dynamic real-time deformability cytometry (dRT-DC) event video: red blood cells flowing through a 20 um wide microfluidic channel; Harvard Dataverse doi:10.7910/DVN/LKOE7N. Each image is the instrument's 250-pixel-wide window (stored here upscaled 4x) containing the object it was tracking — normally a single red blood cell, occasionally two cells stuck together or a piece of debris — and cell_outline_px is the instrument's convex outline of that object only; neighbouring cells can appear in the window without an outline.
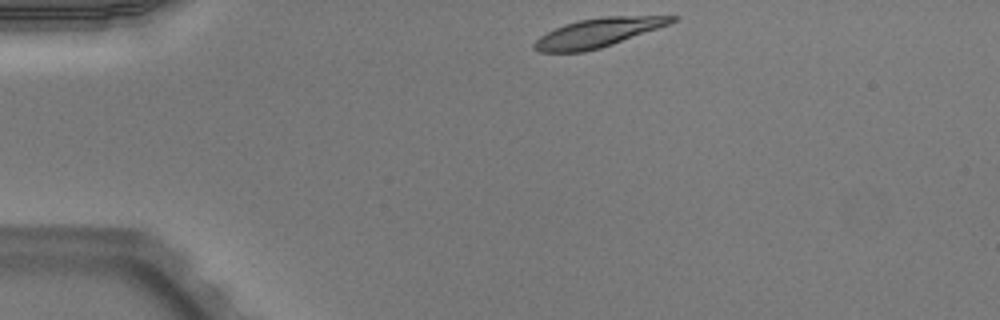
{"species": "Egyptian fruit bat (a non-hibernating species)", "species_latin": "Rousettus aegyptiacus", "temperature_condition": "warm", "stored_images_in_passage": 42, "camera_frame_rate_fps": 3000, "um_per_image_px": 0.085, "animal": {"sex": "male"}, "frame": {"image": 1, "passage_image": 1, "time_ms": 0.0, "image_size_px": [1000, 320], "cell_outline_px": [[680, 16], [676, 20], [668, 24], [612, 44], [600, 48], [584, 52], [540, 52], [532, 48], [532, 44], [540, 36], [564, 24], [580, 20], [604, 16]], "centroid_in_image_um": [50.77, 2.78], "position_along_channel_um": 34.2, "area_um2": 22.77}}
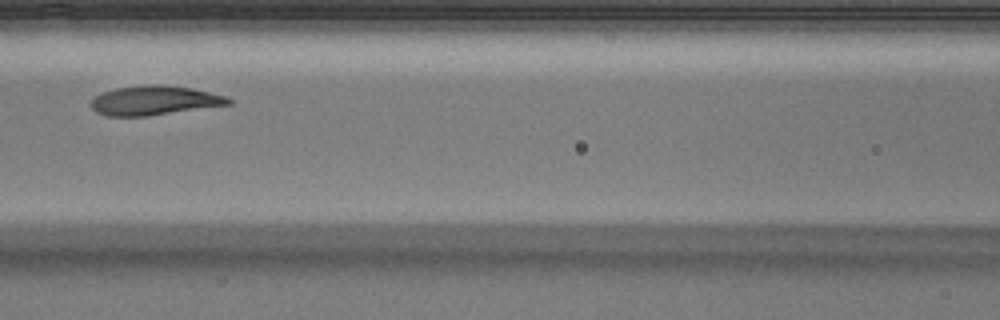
{"frame": {"image": 2, "passage_image": 14, "time_ms": 4.333, "image_size_px": [1000, 320], "cell_outline_px": [[232, 104], [148, 116], [108, 116], [96, 112], [92, 108], [92, 100], [96, 96], [104, 92], [116, 88], [144, 84], [164, 84], [192, 88], [224, 96], [232, 100]], "centroid_in_image_um": [13.13, 8.53], "position_along_channel_um": 153.5, "area_um2": 23.41}}
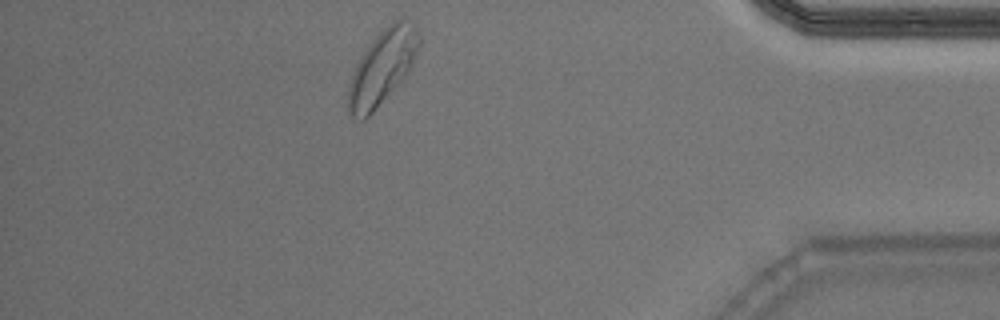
{"frame": {"image": 3, "passage_image": 36, "time_ms": 11.667, "image_size_px": [1000, 320], "cell_outline_px": [[420, 44], [416, 56], [408, 72], [372, 112], [364, 120], [360, 120], [352, 116], [348, 112], [348, 84], [356, 64], [372, 40], [392, 20], [404, 16], [416, 24], [420, 32]], "centroid_in_image_um": [32.52, 5.64], "position_along_channel_um": 402.7, "area_um2": 30.63}, "authors_computed_cell_mechanics": {"area_um2": 24.0159, "velocity_mm_per_s": 3.9121, "shape_relaxation_time_tau1_ms": 2.2424, "shape_relaxation_time_tau2_ms": 1.0058, "deformation_change_tau1": 0.1299, "deformation_change_tau2": 0.0399}}